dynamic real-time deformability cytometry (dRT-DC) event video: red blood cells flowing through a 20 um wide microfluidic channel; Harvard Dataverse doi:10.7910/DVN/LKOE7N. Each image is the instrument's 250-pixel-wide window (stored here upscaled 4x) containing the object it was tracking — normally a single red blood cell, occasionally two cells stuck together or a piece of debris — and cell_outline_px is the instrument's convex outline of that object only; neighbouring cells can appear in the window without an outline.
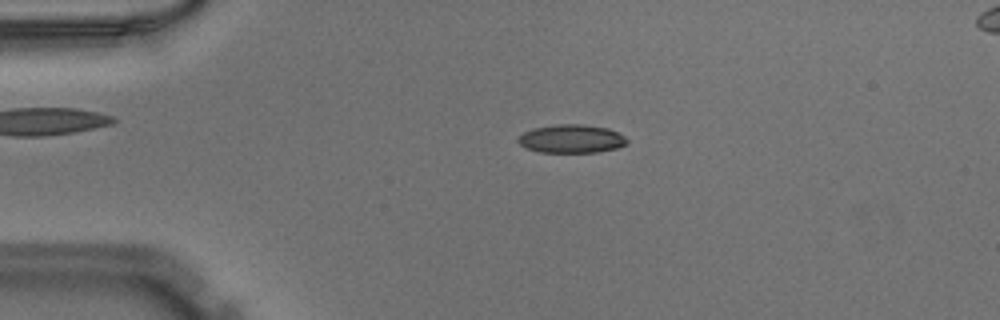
{"species": "Egyptian fruit bat (a non-hibernating species)", "species_latin": "Rousettus aegyptiacus", "temperature_condition": "warm", "stored_images_in_passage": 51, "camera_frame_rate_fps": 3000, "um_per_image_px": 0.085, "animal": {"sex": "male"}, "frame": {"image": 1, "passage_image": 12, "time_ms": 3.667, "image_size_px": [1000, 320], "cell_outline_px": [[628, 144], [616, 148], [596, 152], [540, 152], [528, 148], [520, 144], [516, 140], [524, 132], [532, 128], [556, 124], [584, 124], [608, 128], [624, 136], [628, 140]], "centroid_in_image_um": [48.58, 11.79], "position_along_channel_um": 36.4, "area_um2": 17.98}}
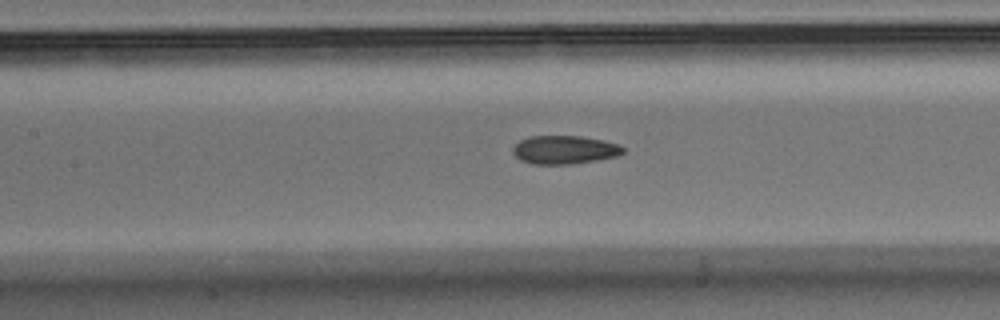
{"frame": {"image": 2, "passage_image": 24, "time_ms": 7.667, "image_size_px": [1000, 320], "cell_outline_px": [[624, 152], [616, 156], [596, 160], [568, 164], [532, 164], [520, 160], [512, 152], [512, 148], [520, 140], [528, 136], [580, 136], [604, 140], [616, 144], [624, 148]], "centroid_in_image_um": [47.94, 12.73], "position_along_channel_um": 159.5, "area_um2": 18.15}}
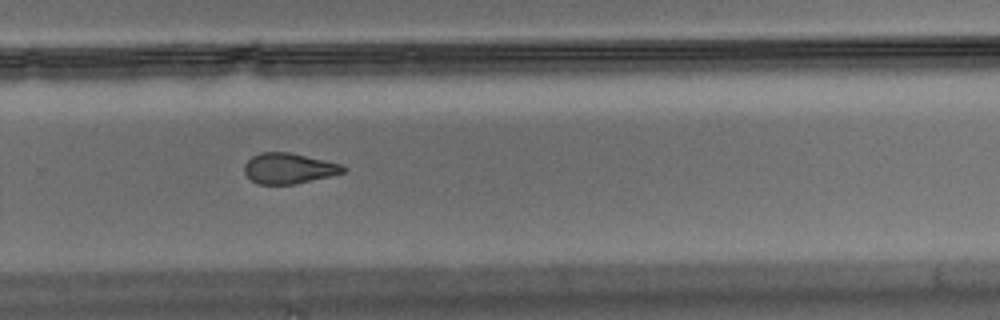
{"frame": {"image": 3, "passage_image": 35, "time_ms": 11.333, "image_size_px": [1000, 320], "cell_outline_px": [[344, 172], [296, 184], [256, 184], [244, 172], [244, 164], [252, 156], [260, 152], [288, 152], [340, 164], [344, 168]], "centroid_in_image_um": [24.47, 14.31], "position_along_channel_um": 305.3, "area_um2": 17.28}}